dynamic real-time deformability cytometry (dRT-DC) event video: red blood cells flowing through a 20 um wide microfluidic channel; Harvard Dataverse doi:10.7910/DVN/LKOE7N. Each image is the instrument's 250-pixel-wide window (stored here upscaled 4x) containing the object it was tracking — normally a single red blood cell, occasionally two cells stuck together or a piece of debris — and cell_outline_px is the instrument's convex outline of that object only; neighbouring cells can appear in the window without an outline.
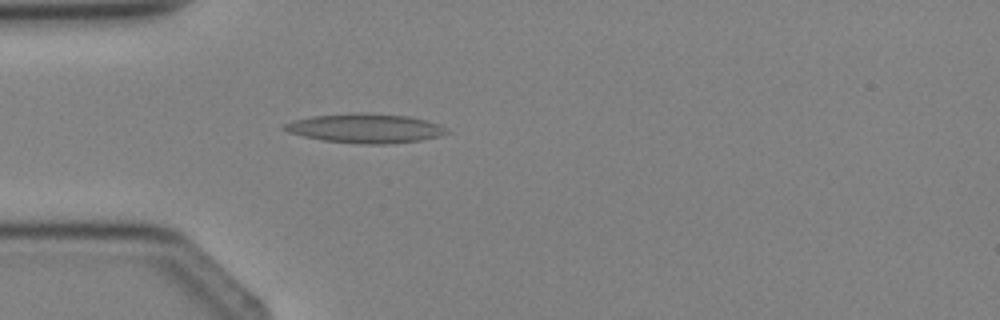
{"species": "Egyptian fruit bat (a non-hibernating species)", "species_latin": "Rousettus aegyptiacus", "temperature_condition": "cold", "stored_images_in_passage": 2, "camera_frame_rate_fps": 3000, "um_per_image_px": 0.085, "animal": {"sex": "female"}, "frame": {"image": 1, "passage_image": 2, "time_ms": 1.0, "image_size_px": [1000, 320], "cell_outline_px": [[452, 132], [440, 136], [420, 140], [388, 144], [364, 144], [324, 140], [304, 136], [288, 132], [284, 128], [284, 124], [296, 120], [312, 116], [360, 112], [408, 116], [440, 124]], "centroid_in_image_um": [31.12, 10.9], "position_along_channel_um": 53.9, "area_um2": 27.46}}